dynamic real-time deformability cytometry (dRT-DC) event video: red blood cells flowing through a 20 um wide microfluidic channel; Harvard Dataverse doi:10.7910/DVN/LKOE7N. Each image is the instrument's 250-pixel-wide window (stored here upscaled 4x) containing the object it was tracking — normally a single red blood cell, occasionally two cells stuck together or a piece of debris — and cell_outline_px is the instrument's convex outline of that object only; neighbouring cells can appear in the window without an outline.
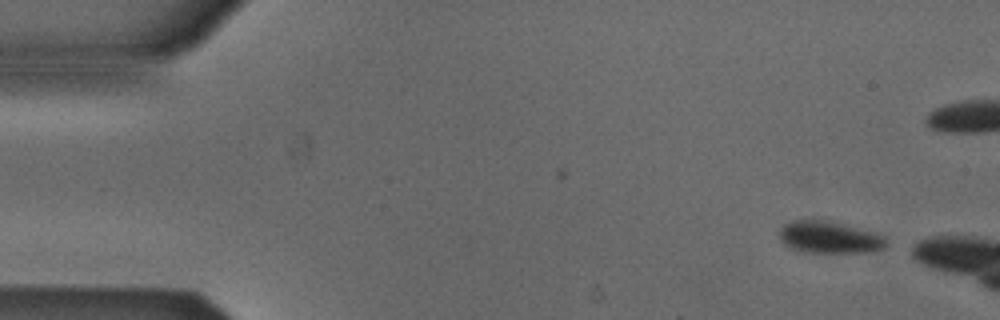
{"species": "Egyptian fruit bat (a non-hibernating species)", "species_latin": "Rousettus aegyptiacus", "temperature_condition": "cold", "stored_images_in_passage": 6, "camera_frame_rate_fps": 3000, "um_per_image_px": 0.085, "animal": {"sex": "male"}, "frame": {"image": 1, "passage_image": 1, "time_ms": 0.0, "image_size_px": [1000, 320], "cell_outline_px": [[888, 244], [884, 248], [868, 252], [796, 252], [784, 244], [780, 240], [780, 228], [784, 224], [792, 220], [824, 220], [840, 224], [884, 236]], "centroid_in_image_um": [70.43, 20.19], "position_along_channel_um": 14.6, "area_um2": 19.65}}